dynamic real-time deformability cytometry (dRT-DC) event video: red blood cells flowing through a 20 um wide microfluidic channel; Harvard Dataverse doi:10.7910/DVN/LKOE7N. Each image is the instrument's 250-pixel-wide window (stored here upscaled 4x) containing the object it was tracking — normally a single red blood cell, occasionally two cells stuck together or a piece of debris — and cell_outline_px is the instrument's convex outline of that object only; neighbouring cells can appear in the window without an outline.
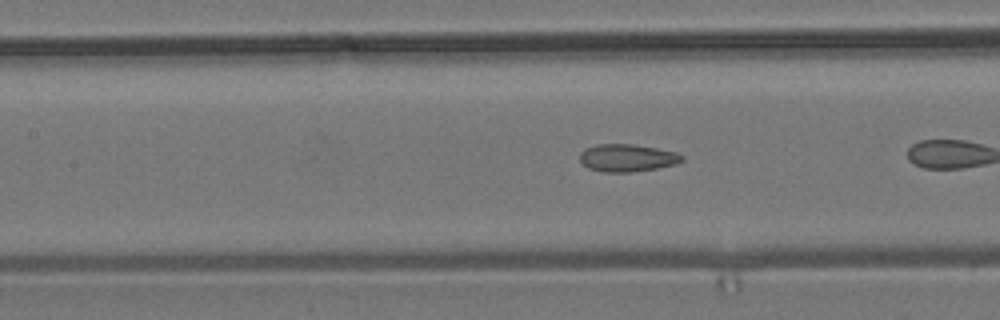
{"species": "common noctule bat (a hibernating species)", "species_latin": "Nyctalus noctula", "temperature_condition": "room temperature", "stored_images_in_passage": 26, "camera_frame_rate_fps": 3000, "um_per_image_px": 0.085, "animal": {"sex": "male", "body_mass_g": 19.2, "forearm_length_mm": 51.8}, "frame": {"image": 1, "passage_image": 8, "time_ms": 2.333, "image_size_px": [1000, 320], "cell_outline_px": [[684, 160], [676, 164], [656, 168], [632, 172], [604, 172], [588, 168], [580, 160], [580, 152], [584, 148], [596, 144], [636, 144], [676, 152], [684, 156]], "centroid_in_image_um": [53.31, 13.41], "position_along_channel_um": 154.1, "area_um2": 16.47}}